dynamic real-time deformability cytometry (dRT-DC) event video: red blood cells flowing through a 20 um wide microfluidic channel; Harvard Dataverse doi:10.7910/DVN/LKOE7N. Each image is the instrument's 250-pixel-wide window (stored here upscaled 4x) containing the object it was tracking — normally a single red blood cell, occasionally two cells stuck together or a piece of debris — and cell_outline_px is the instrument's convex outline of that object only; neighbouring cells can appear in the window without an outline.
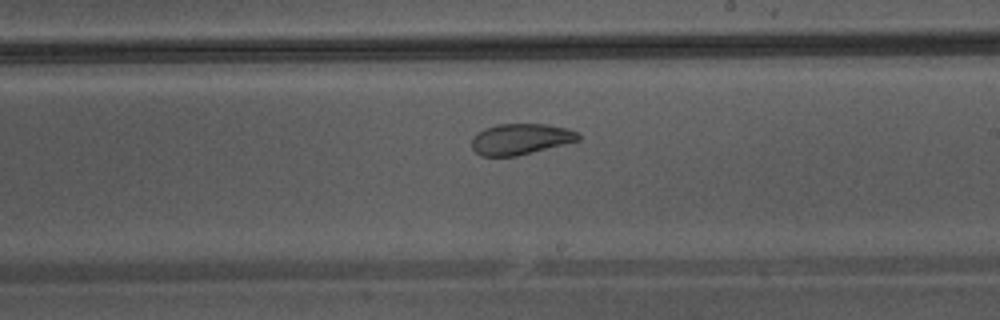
{"species": "Egyptian fruit bat (a non-hibernating species)", "species_latin": "Rousettus aegyptiacus", "temperature_condition": "warm", "stored_images_in_passage": 32, "camera_frame_rate_fps": 3000, "um_per_image_px": 0.085, "animal": {"sex": "male"}, "frame": {"image": 1, "passage_image": 14, "time_ms": 4.333, "image_size_px": [1000, 320], "cell_outline_px": [[580, 140], [516, 156], [480, 156], [472, 148], [472, 136], [476, 132], [484, 128], [496, 124], [548, 124], [568, 128], [576, 132], [580, 136]], "centroid_in_image_um": [44.21, 11.81], "position_along_channel_um": 244.8, "area_um2": 19.31}}